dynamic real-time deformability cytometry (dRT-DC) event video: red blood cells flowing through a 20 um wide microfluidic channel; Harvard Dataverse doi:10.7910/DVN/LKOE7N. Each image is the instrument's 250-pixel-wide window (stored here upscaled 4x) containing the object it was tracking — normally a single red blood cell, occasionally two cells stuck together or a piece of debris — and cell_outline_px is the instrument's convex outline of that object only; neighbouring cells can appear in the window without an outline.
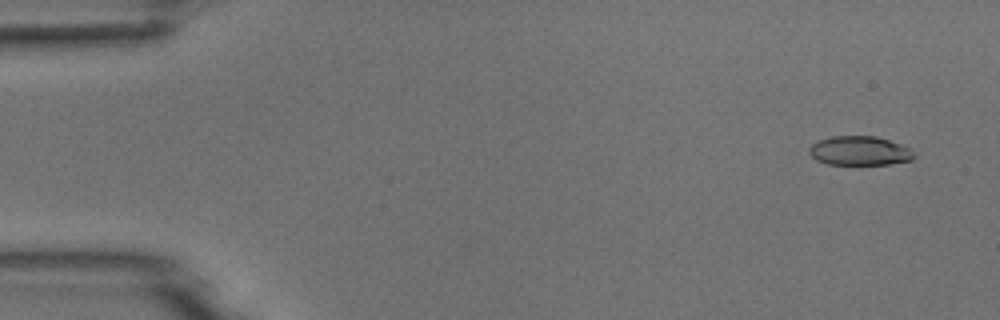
{"species": "common noctule bat (a hibernating species)", "species_latin": "Nyctalus noctula", "temperature_condition": "room temperature", "stored_images_in_passage": 20, "camera_frame_rate_fps": 3000, "um_per_image_px": 0.085, "animal": {"sex": "male", "body_mass_g": 18.8}, "frame": {"image": 1, "passage_image": 3, "time_ms": 0.667, "image_size_px": [1000, 320], "cell_outline_px": [[916, 156], [912, 160], [888, 164], [824, 164], [816, 160], [808, 152], [808, 148], [812, 144], [820, 140], [832, 136], [876, 136], [900, 144], [908, 148]], "centroid_in_image_um": [73.03, 12.82], "position_along_channel_um": 12.0, "area_um2": 17.74}}
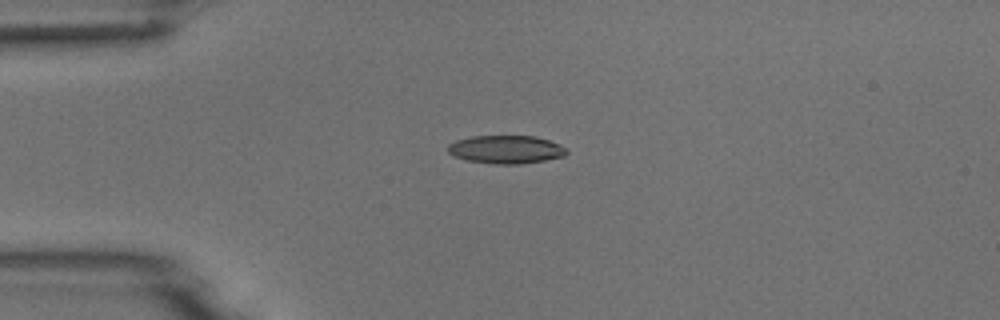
{"frame": {"image": 2, "passage_image": 13, "time_ms": 4.0, "image_size_px": [1000, 320], "cell_outline_px": [[568, 152], [564, 156], [544, 160], [520, 164], [492, 164], [468, 160], [456, 156], [448, 152], [448, 144], [456, 140], [472, 136], [536, 136], [548, 140], [568, 148]], "centroid_in_image_um": [43.03, 12.7], "position_along_channel_um": 42.0, "area_um2": 19.42}}
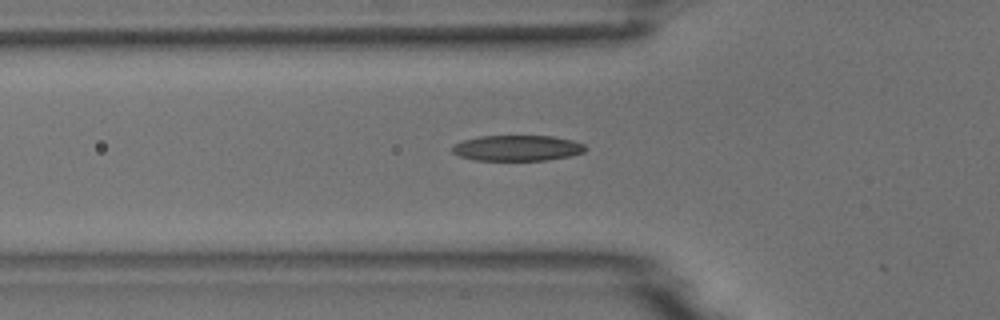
{"frame": {"image": 3, "passage_image": 18, "time_ms": 5.667, "image_size_px": [1000, 320], "cell_outline_px": [[588, 148], [584, 152], [572, 156], [544, 160], [476, 160], [460, 156], [452, 152], [452, 148], [456, 144], [464, 140], [480, 136], [552, 136], [572, 140], [584, 144]], "centroid_in_image_um": [44.02, 12.58], "position_along_channel_um": 81.8, "area_um2": 19.83}}